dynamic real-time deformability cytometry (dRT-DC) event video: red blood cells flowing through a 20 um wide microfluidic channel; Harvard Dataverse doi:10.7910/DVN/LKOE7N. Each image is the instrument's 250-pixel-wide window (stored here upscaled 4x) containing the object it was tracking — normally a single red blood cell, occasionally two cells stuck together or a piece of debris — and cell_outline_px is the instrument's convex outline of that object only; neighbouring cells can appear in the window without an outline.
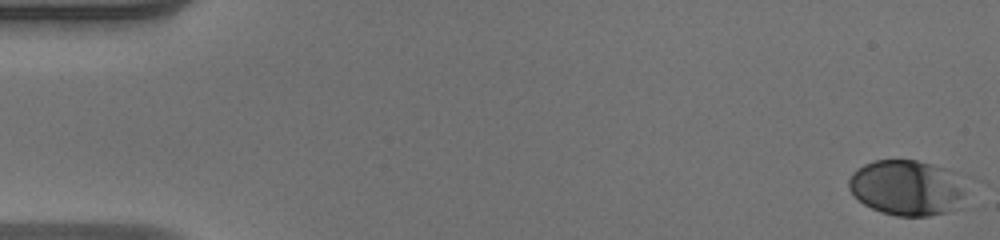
{"species": "human", "species_latin": "Homo sapiens", "temperature_condition": "warm", "stored_images_in_passage": 50, "camera_frame_rate_fps": 3000, "um_per_image_px": 0.085, "donor": {"sex": "male"}, "frame": {"image": 1, "passage_image": 1, "time_ms": 0.0, "image_size_px": [1000, 240], "cell_outline_px": [[964, 192], [960, 208], [948, 212], [928, 216], [896, 216], [880, 212], [864, 204], [848, 188], [848, 180], [852, 172], [856, 168], [872, 160], [916, 160], [932, 164], [944, 168], [952, 172]], "centroid_in_image_um": [77.03, 15.96], "position_along_channel_um": 8.0, "area_um2": 37.74}}
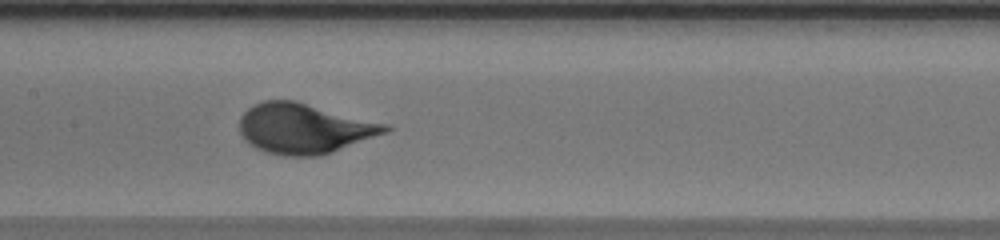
{"frame": {"image": 2, "passage_image": 25, "time_ms": 8.0, "image_size_px": [1000, 240], "cell_outline_px": [[392, 128], [388, 132], [332, 152], [320, 156], [284, 156], [268, 152], [256, 148], [248, 144], [244, 140], [240, 132], [240, 116], [248, 108], [264, 100], [296, 100], [388, 124]], "centroid_in_image_um": [25.86, 10.92], "position_along_channel_um": 181.5, "area_um2": 42.71}}
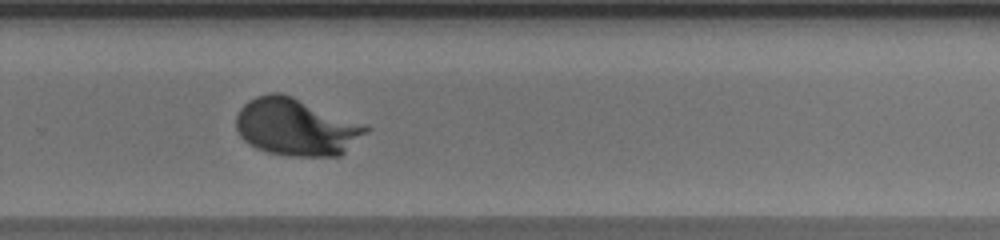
{"frame": {"image": 3, "passage_image": 34, "time_ms": 11.0, "image_size_px": [1000, 240], "cell_outline_px": [[372, 128], [368, 132], [340, 156], [288, 156], [268, 152], [256, 148], [244, 140], [240, 136], [236, 128], [236, 116], [240, 108], [248, 100], [256, 96], [268, 92], [280, 92], [292, 96], [364, 124]], "centroid_in_image_um": [25.16, 10.79], "position_along_channel_um": 304.6, "area_um2": 43.35}, "authors_computed_cell_mechanics": {"area_um2": 40.0554, "velocity_mm_per_s": 4.1148, "shape_relaxation_time_tau1_ms": 2.7702, "shape_relaxation_time_tau2_ms": null, "deformation_change_tau1": 0.1868, "deformation_change_tau2": null}}